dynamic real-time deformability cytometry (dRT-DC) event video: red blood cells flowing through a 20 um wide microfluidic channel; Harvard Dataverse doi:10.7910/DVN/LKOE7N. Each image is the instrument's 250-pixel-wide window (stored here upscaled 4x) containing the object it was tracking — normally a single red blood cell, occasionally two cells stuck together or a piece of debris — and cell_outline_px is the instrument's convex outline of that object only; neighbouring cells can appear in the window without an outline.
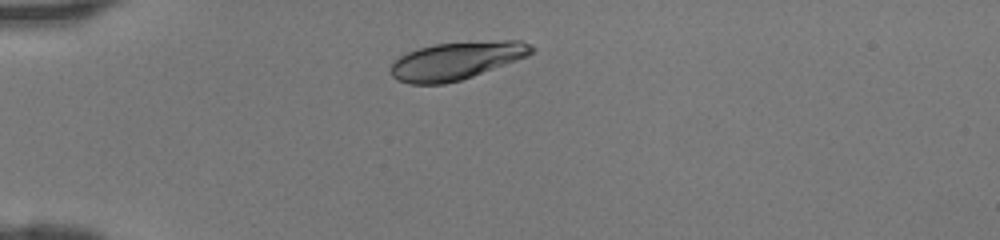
{"species": "human", "species_latin": "Homo sapiens", "temperature_condition": "room temperature", "stored_images_in_passage": 10, "camera_frame_rate_fps": 3000, "um_per_image_px": 0.085, "donor": {"sex": "female"}, "frame": {"image": 1, "passage_image": 1, "time_ms": 0.0, "image_size_px": [1000, 240], "cell_outline_px": [[536, 48], [528, 56], [472, 76], [460, 80], [444, 84], [408, 84], [396, 80], [392, 76], [392, 64], [400, 56], [408, 52], [420, 48], [436, 44], [504, 40], [520, 40]], "centroid_in_image_um": [38.8, 5.17], "position_along_channel_um": 46.2, "area_um2": 30.58}}
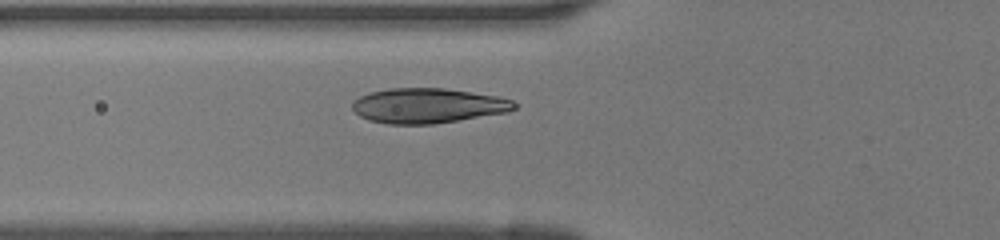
{"frame": {"image": 2, "passage_image": 6, "time_ms": 1.667, "image_size_px": [1000, 240], "cell_outline_px": [[516, 108], [508, 112], [432, 124], [388, 124], [368, 120], [360, 116], [352, 108], [352, 100], [368, 92], [388, 88], [444, 88], [496, 96], [512, 100], [516, 104]], "centroid_in_image_um": [36.32, 8.98], "position_along_channel_um": 89.5, "area_um2": 32.95}}
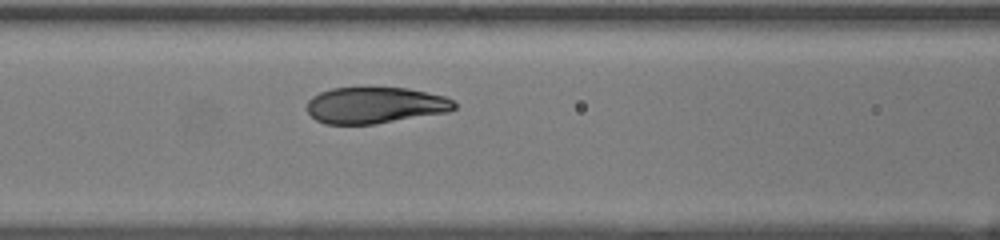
{"frame": {"image": 3, "passage_image": 9, "time_ms": 2.667, "image_size_px": [1000, 240], "cell_outline_px": [[456, 108], [448, 112], [372, 124], [324, 124], [316, 120], [308, 112], [308, 100], [312, 96], [320, 92], [332, 88], [408, 88], [444, 96], [452, 100], [456, 104]], "centroid_in_image_um": [31.88, 8.95], "position_along_channel_um": 134.7, "area_um2": 30.98}}